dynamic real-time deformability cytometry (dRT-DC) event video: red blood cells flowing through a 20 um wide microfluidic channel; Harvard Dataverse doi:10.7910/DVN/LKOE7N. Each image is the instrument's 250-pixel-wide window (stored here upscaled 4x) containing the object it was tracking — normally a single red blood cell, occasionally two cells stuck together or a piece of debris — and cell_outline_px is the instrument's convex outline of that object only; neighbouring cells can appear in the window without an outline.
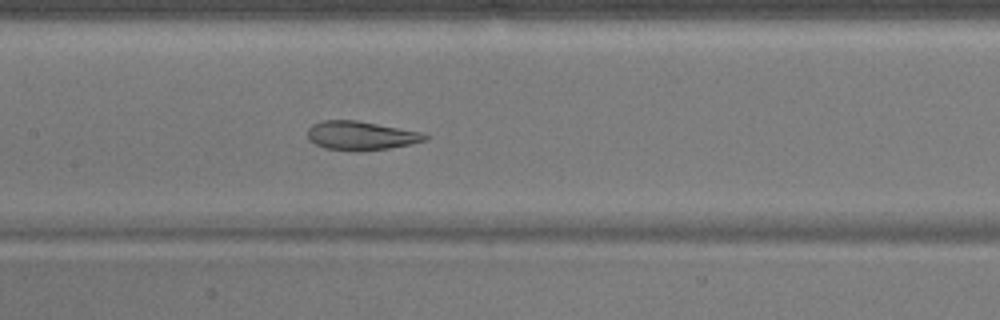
{"species": "common noctule bat (a hibernating species)", "species_latin": "Nyctalus noctula", "temperature_condition": "warm", "stored_images_in_passage": 52, "camera_frame_rate_fps": 3000, "um_per_image_px": 0.085, "animal": {"sex": "male", "body_mass_g": 17.9}, "frame": {"image": 1, "passage_image": 25, "time_ms": 8.0, "image_size_px": [1000, 320], "cell_outline_px": [[428, 140], [412, 144], [388, 148], [324, 148], [308, 140], [308, 128], [312, 124], [324, 120], [356, 120], [420, 132], [428, 136]], "centroid_in_image_um": [30.67, 11.48], "position_along_channel_um": 176.7, "area_um2": 18.84}}
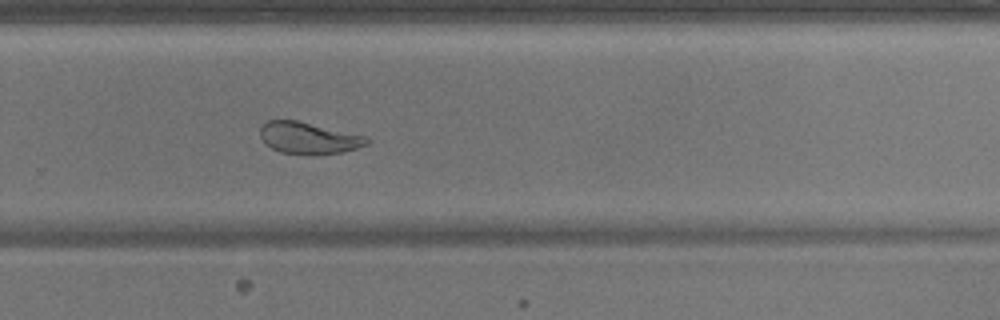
{"frame": {"image": 2, "passage_image": 35, "time_ms": 11.333, "image_size_px": [1000, 320], "cell_outline_px": [[372, 140], [368, 144], [356, 148], [340, 152], [280, 152], [264, 144], [260, 136], [260, 128], [268, 120], [296, 120], [368, 136]], "centroid_in_image_um": [26.24, 11.69], "position_along_channel_um": 303.6, "area_um2": 19.13}}
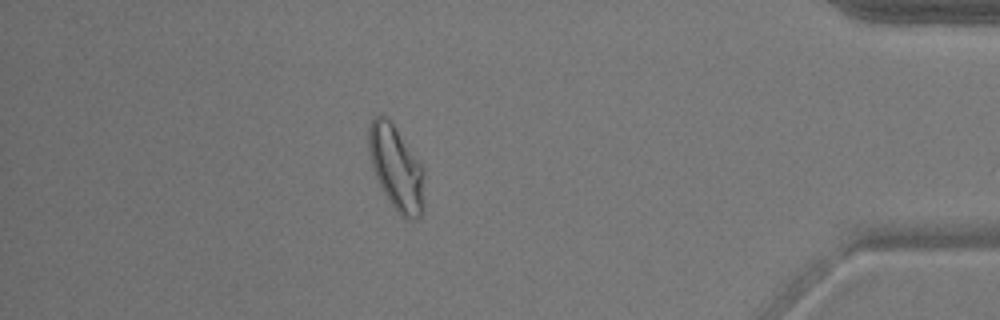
{"frame": {"image": 3, "passage_image": 46, "time_ms": 15.0, "image_size_px": [1000, 320], "cell_outline_px": [[424, 212], [416, 220], [408, 220], [400, 216], [396, 212], [380, 188], [372, 168], [368, 148], [368, 128], [372, 120], [376, 116], [388, 116], [420, 164], [424, 176]], "centroid_in_image_um": [33.67, 14.34], "position_along_channel_um": 401.5, "area_um2": 27.63}, "authors_computed_cell_mechanics": {"area_um2": 24.8829, "velocity_mm_per_s": 3.8191, "shape_relaxation_time_tau1_ms": 11.1701, "shape_relaxation_time_tau2_ms": 1.2037, "deformation_change_tau1": 0.2223, "deformation_change_tau2": 0.0798}}